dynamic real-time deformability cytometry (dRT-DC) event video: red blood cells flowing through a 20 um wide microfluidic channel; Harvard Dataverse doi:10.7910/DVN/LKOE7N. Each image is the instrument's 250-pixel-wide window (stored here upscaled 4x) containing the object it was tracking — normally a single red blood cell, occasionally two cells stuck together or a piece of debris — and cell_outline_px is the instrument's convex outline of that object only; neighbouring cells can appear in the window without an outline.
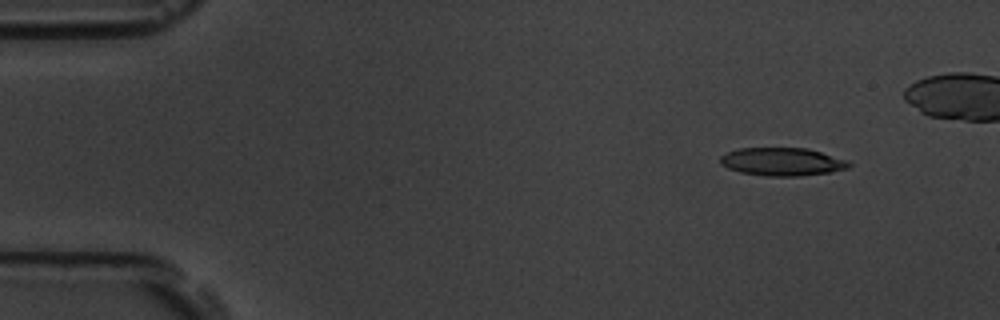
{"species": "common noctule bat (a hibernating species)", "species_latin": "Nyctalus noctula", "temperature_condition": "room temperature", "stored_images_in_passage": 6, "camera_frame_rate_fps": 3000, "um_per_image_px": 0.085, "animal": {"sex": "male", "body_mass_g": 19.5, "forearm_length_mm": 54.6}, "frame": {"image": 1, "passage_image": 2, "time_ms": 1.333, "image_size_px": [1000, 320], "cell_outline_px": [[852, 164], [848, 168], [828, 172], [800, 176], [764, 176], [740, 172], [728, 168], [720, 164], [720, 156], [728, 152], [740, 148], [808, 148], [848, 160]], "centroid_in_image_um": [66.48, 13.74], "position_along_channel_um": 18.5, "area_um2": 21.04}}